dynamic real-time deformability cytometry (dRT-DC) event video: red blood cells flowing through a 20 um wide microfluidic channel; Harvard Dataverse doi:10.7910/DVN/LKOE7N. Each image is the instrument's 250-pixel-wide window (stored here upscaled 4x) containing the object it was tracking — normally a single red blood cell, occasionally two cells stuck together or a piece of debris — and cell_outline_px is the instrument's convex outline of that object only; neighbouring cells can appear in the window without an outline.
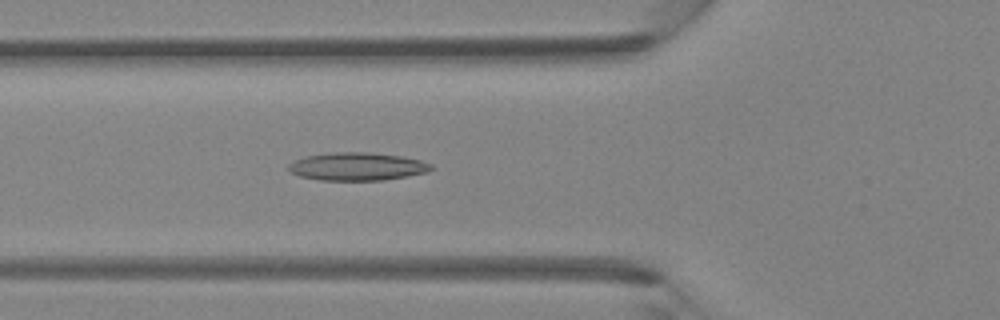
{"species": "Egyptian fruit bat (a non-hibernating species)", "species_latin": "Rousettus aegyptiacus", "temperature_condition": "room temperature", "stored_images_in_passage": 44, "camera_frame_rate_fps": 3000, "um_per_image_px": 0.085, "animal": {"sex": "female"}, "frame": {"image": 1, "passage_image": 16, "time_ms": 5.0, "image_size_px": [1000, 320], "cell_outline_px": [[432, 168], [428, 172], [408, 176], [384, 180], [320, 180], [300, 176], [288, 172], [288, 164], [304, 156], [332, 152], [364, 152], [400, 156], [420, 160], [432, 164]], "centroid_in_image_um": [30.33, 14.15], "position_along_channel_um": 95.5, "area_um2": 23.24}}
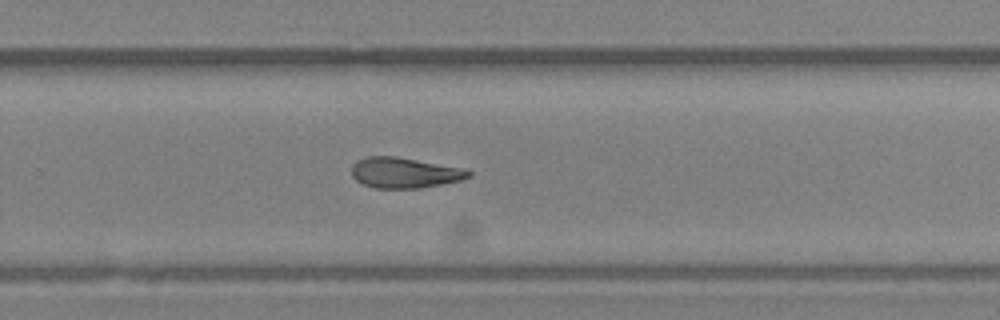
{"frame": {"image": 2, "passage_image": 29, "time_ms": 9.333, "image_size_px": [1000, 320], "cell_outline_px": [[472, 176], [460, 180], [420, 188], [376, 188], [364, 184], [356, 180], [352, 176], [352, 164], [356, 160], [368, 156], [396, 156], [460, 168], [472, 172]], "centroid_in_image_um": [34.34, 14.68], "position_along_channel_um": 295.5, "area_um2": 20.58}}
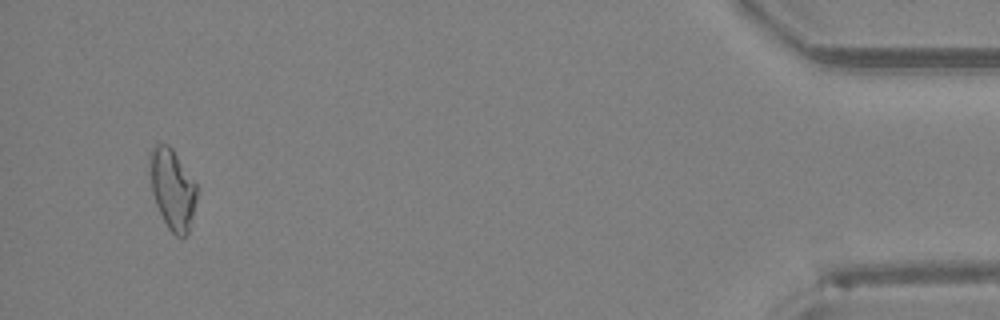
{"frame": {"image": 3, "passage_image": 42, "time_ms": 13.667, "image_size_px": [1000, 320], "cell_outline_px": [[196, 200], [188, 232], [184, 236], [176, 236], [168, 228], [156, 204], [152, 192], [148, 168], [148, 152], [156, 144], [168, 144], [172, 148], [196, 184]], "centroid_in_image_um": [14.61, 16.02], "position_along_channel_um": 420.6, "area_um2": 21.91}}